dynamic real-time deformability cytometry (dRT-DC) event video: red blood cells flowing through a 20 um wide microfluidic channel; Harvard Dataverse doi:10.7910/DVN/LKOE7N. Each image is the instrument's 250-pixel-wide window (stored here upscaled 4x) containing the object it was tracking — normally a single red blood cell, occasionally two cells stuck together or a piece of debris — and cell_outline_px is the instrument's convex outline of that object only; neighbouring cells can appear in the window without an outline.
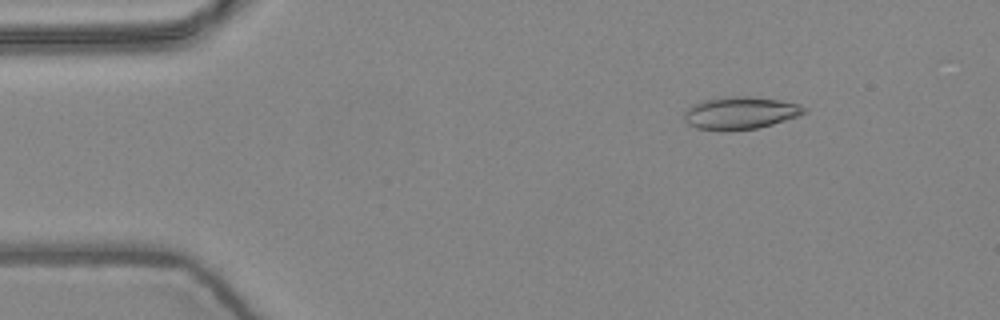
{"species": "common noctule bat (a hibernating species)", "species_latin": "Nyctalus noctula", "temperature_condition": "warm", "stored_images_in_passage": 6, "camera_frame_rate_fps": 3000, "um_per_image_px": 0.085, "animal": {"sex": "female", "body_mass_g": 24.6, "forearm_length_mm": 56.2}, "frame": {"image": 1, "passage_image": 2, "time_ms": 0.333, "image_size_px": [1000, 320], "cell_outline_px": [[808, 112], [772, 124], [756, 128], [696, 128], [688, 124], [684, 120], [684, 112], [692, 104], [704, 100], [728, 96], [748, 96], [780, 100], [800, 104], [808, 108]], "centroid_in_image_um": [62.96, 9.55], "position_along_channel_um": 22.0, "area_um2": 22.08}}
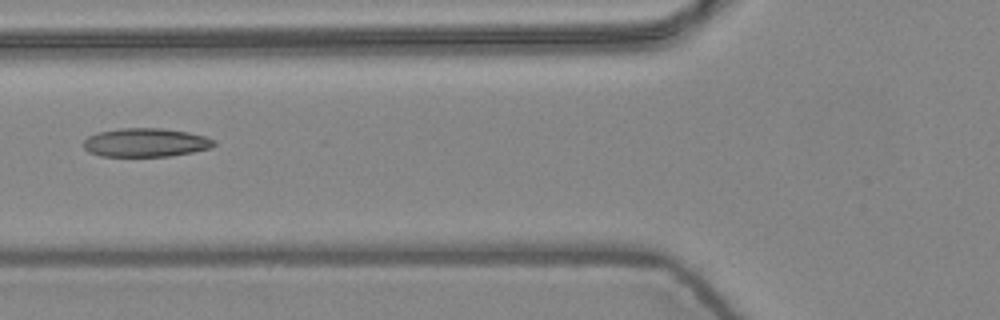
{"frame": {"image": 2, "passage_image": 6, "time_ms": 1.667, "image_size_px": [1000, 320], "cell_outline_px": [[216, 144], [208, 148], [192, 152], [172, 156], [100, 156], [88, 152], [84, 148], [84, 140], [88, 136], [96, 132], [120, 128], [160, 128], [188, 132], [204, 136], [216, 140]], "centroid_in_image_um": [12.35, 12.11], "position_along_channel_um": 113.4, "area_um2": 21.85}}